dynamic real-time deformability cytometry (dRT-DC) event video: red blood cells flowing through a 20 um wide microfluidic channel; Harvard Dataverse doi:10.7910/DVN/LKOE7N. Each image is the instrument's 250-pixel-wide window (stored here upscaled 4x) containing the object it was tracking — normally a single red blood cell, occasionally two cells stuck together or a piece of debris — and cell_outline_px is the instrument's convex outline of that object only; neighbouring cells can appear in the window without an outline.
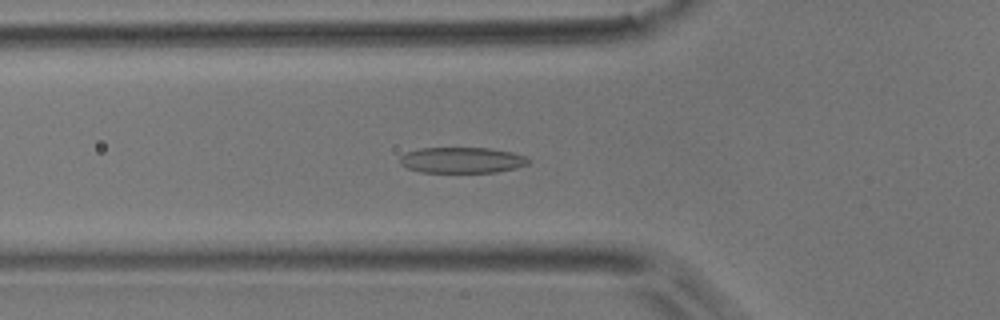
{"species": "common noctule bat (a hibernating species)", "species_latin": "Nyctalus noctula", "temperature_condition": "room temperature", "stored_images_in_passage": 51, "camera_frame_rate_fps": 3000, "um_per_image_px": 0.085, "animal": {"sex": "male", "body_mass_g": 17.9}, "frame": {"image": 1, "passage_image": 17, "time_ms": 5.333, "image_size_px": [1000, 320], "cell_outline_px": [[532, 160], [528, 164], [516, 168], [496, 172], [420, 172], [408, 168], [400, 164], [400, 156], [404, 152], [420, 148], [488, 148], [512, 152], [524, 156]], "centroid_in_image_um": [39.25, 13.61], "position_along_channel_um": 86.5, "area_um2": 19.42}}
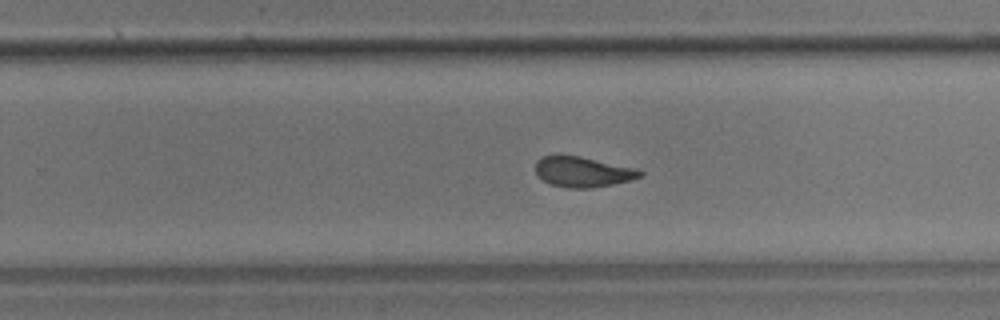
{"frame": {"image": 2, "passage_image": 32, "time_ms": 10.333, "image_size_px": [1000, 320], "cell_outline_px": [[644, 176], [632, 180], [612, 184], [588, 188], [568, 188], [548, 184], [536, 176], [536, 160], [544, 156], [580, 156], [636, 168], [644, 172]], "centroid_in_image_um": [49.54, 14.62], "position_along_channel_um": 280.3, "area_um2": 18.55}}
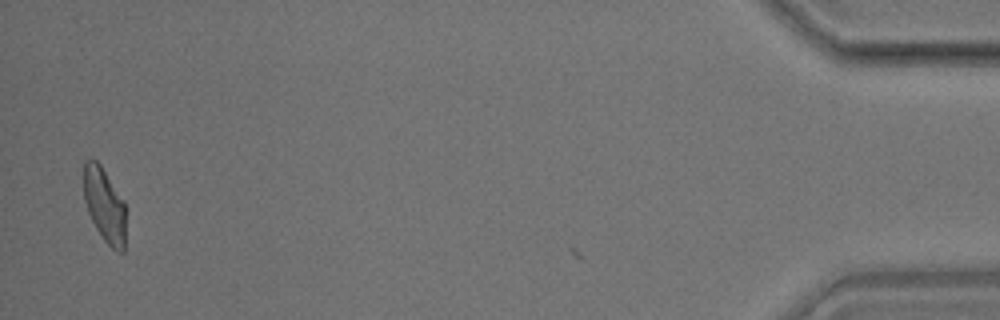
{"frame": {"image": 3, "passage_image": 50, "time_ms": 16.333, "image_size_px": [1000, 320], "cell_outline_px": [[124, 252], [116, 252], [104, 240], [96, 228], [88, 212], [84, 200], [84, 160], [96, 160], [100, 164], [124, 204]], "centroid_in_image_um": [8.85, 17.45], "position_along_channel_um": 426.3, "area_um2": 17.63}, "authors_computed_cell_mechanics": {"area_um2": 19.2474, "velocity_mm_per_s": 3.871, "shape_relaxation_time_tau1_ms": 6.9324, "shape_relaxation_time_tau2_ms": 1.8169, "deformation_change_tau1": 0.1752, "deformation_change_tau2": 0.0963}}